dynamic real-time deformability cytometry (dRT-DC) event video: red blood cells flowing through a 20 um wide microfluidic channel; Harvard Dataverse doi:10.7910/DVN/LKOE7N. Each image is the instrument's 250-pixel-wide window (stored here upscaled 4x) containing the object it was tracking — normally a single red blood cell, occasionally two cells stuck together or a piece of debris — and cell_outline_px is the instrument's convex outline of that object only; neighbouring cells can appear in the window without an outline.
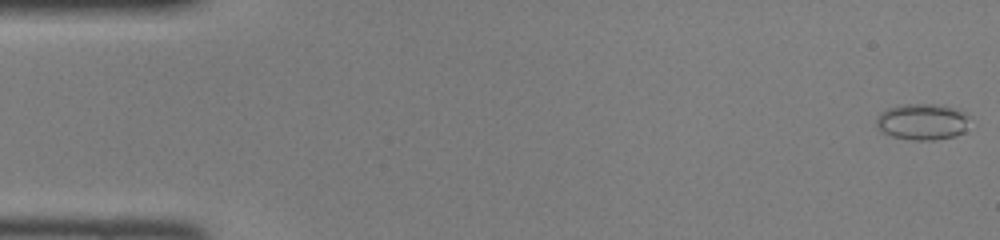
{"species": "common noctule bat (a hibernating species)", "species_latin": "Nyctalus noctula", "temperature_condition": "room temperature", "stored_images_in_passage": 46, "camera_frame_rate_fps": 3000, "um_per_image_px": 0.085, "animal": {"sex": "female", "body_mass_g": 22.0, "forearm_length_mm": 56.7}, "frame": {"image": 1, "passage_image": 1, "time_ms": 0.0, "image_size_px": [1000, 240], "cell_outline_px": [[968, 116], [964, 132], [956, 136], [932, 140], [912, 140], [892, 136], [884, 132], [876, 124], [876, 120], [880, 112], [888, 108], [904, 104], [944, 104]], "centroid_in_image_um": [78.37, 10.34], "position_along_channel_um": 6.6, "area_um2": 19.48}}
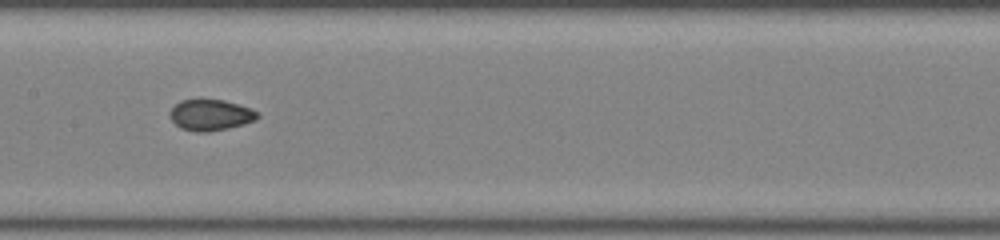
{"frame": {"image": 2, "passage_image": 23, "time_ms": 7.333, "image_size_px": [1000, 240], "cell_outline_px": [[260, 116], [256, 120], [244, 124], [228, 128], [208, 132], [196, 132], [180, 128], [172, 120], [168, 112], [180, 100], [224, 100], [248, 108], [256, 112]], "centroid_in_image_um": [17.87, 9.79], "position_along_channel_um": 189.5, "area_um2": 15.66}}
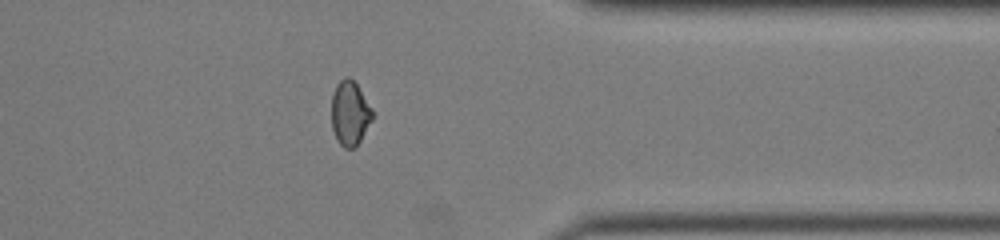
{"frame": {"image": 3, "passage_image": 37, "time_ms": 12.0, "image_size_px": [1000, 240], "cell_outline_px": [[372, 120], [356, 148], [344, 148], [336, 140], [332, 128], [332, 96], [336, 84], [344, 76], [348, 76], [356, 84], [372, 108]], "centroid_in_image_um": [29.73, 9.64], "position_along_channel_um": 381.7, "area_um2": 15.37}}